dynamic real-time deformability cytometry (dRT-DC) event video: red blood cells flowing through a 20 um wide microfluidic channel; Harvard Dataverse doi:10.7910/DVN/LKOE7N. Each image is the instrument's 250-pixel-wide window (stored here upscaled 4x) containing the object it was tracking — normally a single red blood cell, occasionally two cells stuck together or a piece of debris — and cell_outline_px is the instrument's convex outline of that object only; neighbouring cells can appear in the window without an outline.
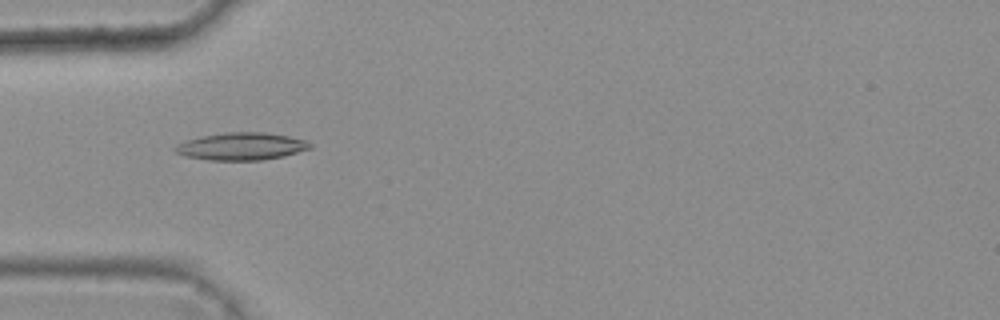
{"species": "common noctule bat (a hibernating species)", "species_latin": "Nyctalus noctula", "temperature_condition": "warm", "stored_images_in_passage": 47, "camera_frame_rate_fps": 3000, "um_per_image_px": 0.085, "animal": {"sex": "female", "body_mass_g": 25.1}, "frame": {"image": 1, "passage_image": 16, "time_ms": 5.0, "image_size_px": [1000, 320], "cell_outline_px": [[312, 148], [284, 156], [260, 160], [208, 160], [184, 156], [176, 152], [172, 148], [176, 144], [184, 140], [200, 136], [224, 132], [264, 132], [288, 136], [308, 140], [312, 144]], "centroid_in_image_um": [20.5, 12.43], "position_along_channel_um": 64.5, "area_um2": 21.85}}
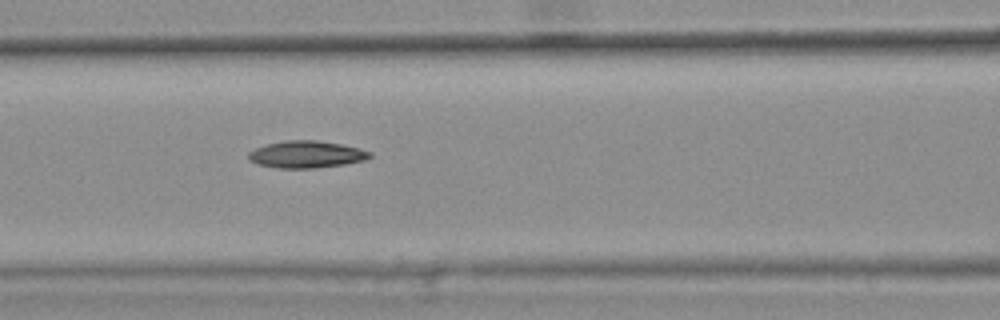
{"frame": {"image": 2, "passage_image": 22, "time_ms": 7.0, "image_size_px": [1000, 320], "cell_outline_px": [[372, 156], [364, 160], [344, 164], [316, 168], [280, 168], [260, 164], [252, 160], [248, 156], [248, 152], [264, 144], [284, 140], [316, 140], [340, 144], [360, 148], [372, 152]], "centroid_in_image_um": [26.07, 13.11], "position_along_channel_um": 140.5, "area_um2": 19.02}}
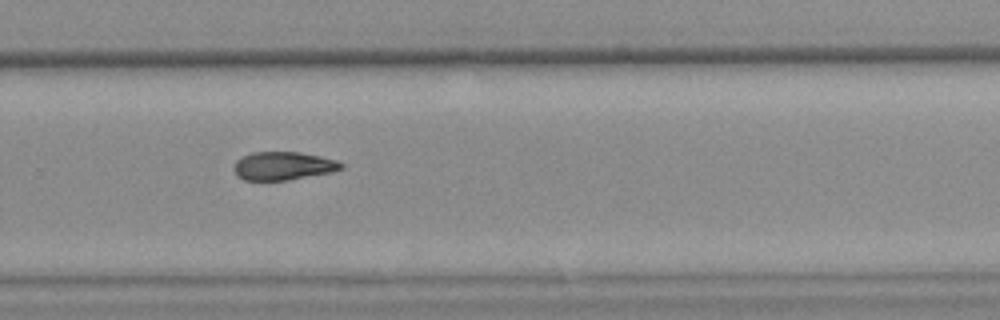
{"frame": {"image": 3, "passage_image": 35, "time_ms": 11.333, "image_size_px": [1000, 320], "cell_outline_px": [[344, 168], [332, 172], [288, 180], [244, 180], [236, 176], [232, 168], [236, 160], [252, 152], [300, 152], [320, 156], [336, 160], [344, 164]], "centroid_in_image_um": [24.06, 14.1], "position_along_channel_um": 305.7, "area_um2": 17.8}}